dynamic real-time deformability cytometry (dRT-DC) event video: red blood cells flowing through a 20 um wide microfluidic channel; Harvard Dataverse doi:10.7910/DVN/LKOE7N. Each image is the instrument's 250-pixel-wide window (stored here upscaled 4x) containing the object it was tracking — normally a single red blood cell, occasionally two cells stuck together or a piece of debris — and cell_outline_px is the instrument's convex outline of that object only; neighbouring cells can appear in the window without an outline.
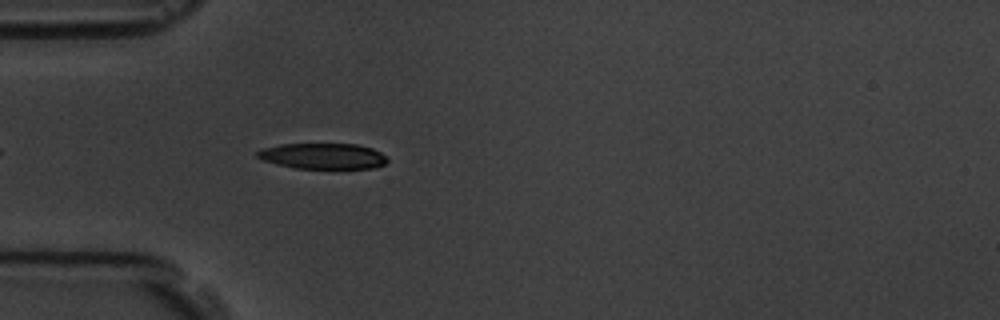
{"species": "common noctule bat (a hibernating species)", "species_latin": "Nyctalus noctula", "temperature_condition": "room temperature", "stored_images_in_passage": 5, "camera_frame_rate_fps": 3000, "um_per_image_px": 0.085, "animal": {"sex": "male", "body_mass_g": 19.5, "forearm_length_mm": 54.6}, "frame": {"image": 1, "passage_image": 5, "time_ms": 4.333, "image_size_px": [1000, 320], "cell_outline_px": [[388, 160], [384, 164], [372, 168], [296, 168], [276, 164], [264, 160], [256, 156], [256, 152], [264, 148], [280, 144], [356, 144], [372, 148], [380, 152]], "centroid_in_image_um": [27.44, 13.26], "position_along_channel_um": 57.6, "area_um2": 19.31}}